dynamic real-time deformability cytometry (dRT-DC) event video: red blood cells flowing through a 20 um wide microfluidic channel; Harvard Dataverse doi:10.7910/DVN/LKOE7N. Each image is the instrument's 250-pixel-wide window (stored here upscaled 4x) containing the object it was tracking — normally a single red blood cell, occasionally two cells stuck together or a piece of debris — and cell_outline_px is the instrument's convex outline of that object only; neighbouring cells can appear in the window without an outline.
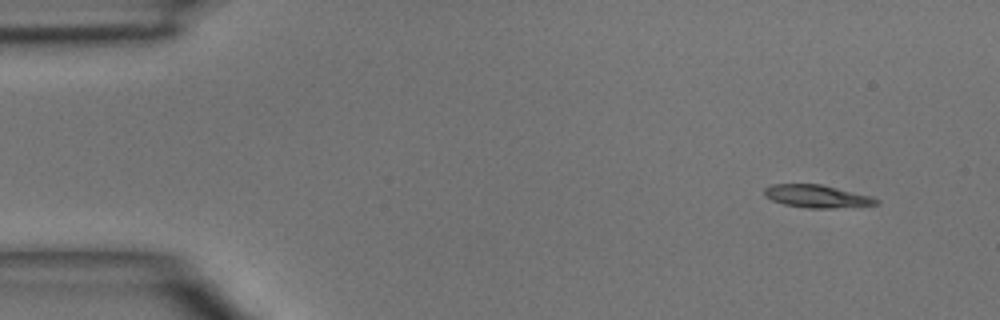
{"species": "common noctule bat (a hibernating species)", "species_latin": "Nyctalus noctula", "temperature_condition": "room temperature", "stored_images_in_passage": 5, "camera_frame_rate_fps": 3000, "um_per_image_px": 0.085, "animal": {"sex": "male", "body_mass_g": 15.6}, "frame": {"image": 1, "passage_image": 1, "time_ms": 0.0, "image_size_px": [1000, 320], "cell_outline_px": [[880, 204], [832, 208], [808, 208], [784, 204], [772, 200], [764, 196], [764, 188], [772, 184], [820, 184], [872, 196], [880, 200]], "centroid_in_image_um": [69.44, 16.68], "position_along_channel_um": 15.6, "area_um2": 14.8}}
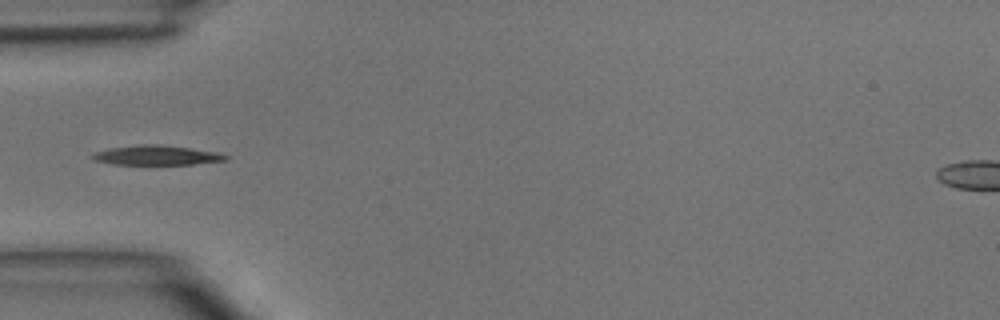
{"frame": {"image": 2, "passage_image": 4, "time_ms": 3.667, "image_size_px": [1000, 320], "cell_outline_px": [[228, 160], [192, 164], [112, 164], [96, 160], [92, 156], [96, 152], [112, 148], [140, 144], [160, 144], [216, 152], [228, 156]], "centroid_in_image_um": [13.35, 13.19], "position_along_channel_um": 71.7, "area_um2": 14.85}}
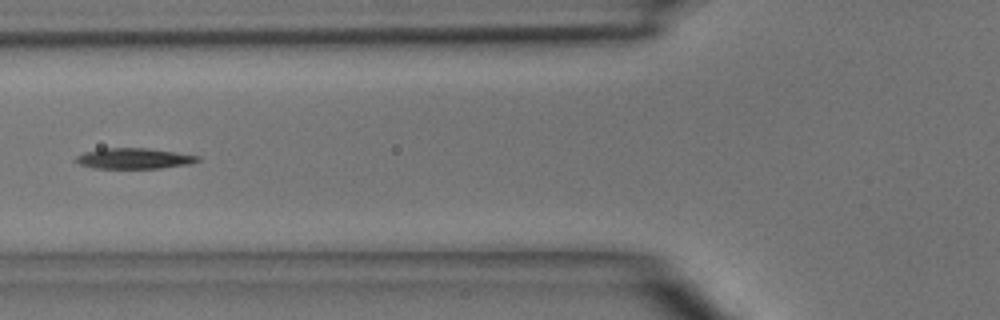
{"frame": {"image": 3, "passage_image": 5, "time_ms": 4.667, "image_size_px": [1000, 320], "cell_outline_px": [[200, 160], [192, 164], [160, 168], [92, 168], [80, 164], [72, 160], [76, 156], [84, 152], [104, 148], [148, 148], [200, 156]], "centroid_in_image_um": [11.38, 13.47], "position_along_channel_um": 114.4, "area_um2": 14.74}}